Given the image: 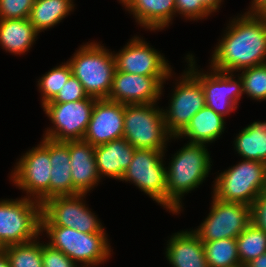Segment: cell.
Listing matches in <instances>:
<instances>
[{
	"label": "cell",
	"mask_w": 266,
	"mask_h": 267,
	"mask_svg": "<svg viewBox=\"0 0 266 267\" xmlns=\"http://www.w3.org/2000/svg\"><path fill=\"white\" fill-rule=\"evenodd\" d=\"M35 0H0V19H28Z\"/></svg>",
	"instance_id": "cell-33"
},
{
	"label": "cell",
	"mask_w": 266,
	"mask_h": 267,
	"mask_svg": "<svg viewBox=\"0 0 266 267\" xmlns=\"http://www.w3.org/2000/svg\"><path fill=\"white\" fill-rule=\"evenodd\" d=\"M57 196L41 203V226H61L81 233H106L100 220L86 207L83 197Z\"/></svg>",
	"instance_id": "cell-9"
},
{
	"label": "cell",
	"mask_w": 266,
	"mask_h": 267,
	"mask_svg": "<svg viewBox=\"0 0 266 267\" xmlns=\"http://www.w3.org/2000/svg\"><path fill=\"white\" fill-rule=\"evenodd\" d=\"M36 147L26 152L16 162L11 172L12 182L23 191L27 198L39 203L50 199V139L43 137ZM32 197V198H31Z\"/></svg>",
	"instance_id": "cell-8"
},
{
	"label": "cell",
	"mask_w": 266,
	"mask_h": 267,
	"mask_svg": "<svg viewBox=\"0 0 266 267\" xmlns=\"http://www.w3.org/2000/svg\"><path fill=\"white\" fill-rule=\"evenodd\" d=\"M0 267H10L7 255L3 249H0Z\"/></svg>",
	"instance_id": "cell-40"
},
{
	"label": "cell",
	"mask_w": 266,
	"mask_h": 267,
	"mask_svg": "<svg viewBox=\"0 0 266 267\" xmlns=\"http://www.w3.org/2000/svg\"><path fill=\"white\" fill-rule=\"evenodd\" d=\"M225 119L211 108L204 106L190 120L186 128L173 139L188 137L189 143L209 144L225 130Z\"/></svg>",
	"instance_id": "cell-23"
},
{
	"label": "cell",
	"mask_w": 266,
	"mask_h": 267,
	"mask_svg": "<svg viewBox=\"0 0 266 267\" xmlns=\"http://www.w3.org/2000/svg\"><path fill=\"white\" fill-rule=\"evenodd\" d=\"M38 34L28 19H0V46L11 54L28 52Z\"/></svg>",
	"instance_id": "cell-24"
},
{
	"label": "cell",
	"mask_w": 266,
	"mask_h": 267,
	"mask_svg": "<svg viewBox=\"0 0 266 267\" xmlns=\"http://www.w3.org/2000/svg\"><path fill=\"white\" fill-rule=\"evenodd\" d=\"M67 62L89 97L108 98L116 70L112 52L100 43L87 42Z\"/></svg>",
	"instance_id": "cell-3"
},
{
	"label": "cell",
	"mask_w": 266,
	"mask_h": 267,
	"mask_svg": "<svg viewBox=\"0 0 266 267\" xmlns=\"http://www.w3.org/2000/svg\"><path fill=\"white\" fill-rule=\"evenodd\" d=\"M236 17L213 51L210 68L216 71L241 72L266 63V15L245 12Z\"/></svg>",
	"instance_id": "cell-1"
},
{
	"label": "cell",
	"mask_w": 266,
	"mask_h": 267,
	"mask_svg": "<svg viewBox=\"0 0 266 267\" xmlns=\"http://www.w3.org/2000/svg\"><path fill=\"white\" fill-rule=\"evenodd\" d=\"M157 103L124 104V138L135 149L166 150L173 138L166 130L163 109Z\"/></svg>",
	"instance_id": "cell-4"
},
{
	"label": "cell",
	"mask_w": 266,
	"mask_h": 267,
	"mask_svg": "<svg viewBox=\"0 0 266 267\" xmlns=\"http://www.w3.org/2000/svg\"><path fill=\"white\" fill-rule=\"evenodd\" d=\"M232 267H245V266L240 264V265H235V266H232Z\"/></svg>",
	"instance_id": "cell-41"
},
{
	"label": "cell",
	"mask_w": 266,
	"mask_h": 267,
	"mask_svg": "<svg viewBox=\"0 0 266 267\" xmlns=\"http://www.w3.org/2000/svg\"><path fill=\"white\" fill-rule=\"evenodd\" d=\"M135 148L124 138L95 146V159L99 176L121 180L133 159Z\"/></svg>",
	"instance_id": "cell-21"
},
{
	"label": "cell",
	"mask_w": 266,
	"mask_h": 267,
	"mask_svg": "<svg viewBox=\"0 0 266 267\" xmlns=\"http://www.w3.org/2000/svg\"><path fill=\"white\" fill-rule=\"evenodd\" d=\"M203 5L212 13L220 8L222 0H201Z\"/></svg>",
	"instance_id": "cell-39"
},
{
	"label": "cell",
	"mask_w": 266,
	"mask_h": 267,
	"mask_svg": "<svg viewBox=\"0 0 266 267\" xmlns=\"http://www.w3.org/2000/svg\"><path fill=\"white\" fill-rule=\"evenodd\" d=\"M209 267H232L240 265L236 238H224L203 242Z\"/></svg>",
	"instance_id": "cell-27"
},
{
	"label": "cell",
	"mask_w": 266,
	"mask_h": 267,
	"mask_svg": "<svg viewBox=\"0 0 266 267\" xmlns=\"http://www.w3.org/2000/svg\"><path fill=\"white\" fill-rule=\"evenodd\" d=\"M167 243L165 254L173 267H209L203 242L193 230L177 232Z\"/></svg>",
	"instance_id": "cell-19"
},
{
	"label": "cell",
	"mask_w": 266,
	"mask_h": 267,
	"mask_svg": "<svg viewBox=\"0 0 266 267\" xmlns=\"http://www.w3.org/2000/svg\"><path fill=\"white\" fill-rule=\"evenodd\" d=\"M50 198L80 194L74 187L71 176L69 141L50 139Z\"/></svg>",
	"instance_id": "cell-22"
},
{
	"label": "cell",
	"mask_w": 266,
	"mask_h": 267,
	"mask_svg": "<svg viewBox=\"0 0 266 267\" xmlns=\"http://www.w3.org/2000/svg\"><path fill=\"white\" fill-rule=\"evenodd\" d=\"M245 267H266V252L248 262Z\"/></svg>",
	"instance_id": "cell-38"
},
{
	"label": "cell",
	"mask_w": 266,
	"mask_h": 267,
	"mask_svg": "<svg viewBox=\"0 0 266 267\" xmlns=\"http://www.w3.org/2000/svg\"><path fill=\"white\" fill-rule=\"evenodd\" d=\"M87 98H89V96L82 83L72 74L57 95L47 103L75 102Z\"/></svg>",
	"instance_id": "cell-32"
},
{
	"label": "cell",
	"mask_w": 266,
	"mask_h": 267,
	"mask_svg": "<svg viewBox=\"0 0 266 267\" xmlns=\"http://www.w3.org/2000/svg\"><path fill=\"white\" fill-rule=\"evenodd\" d=\"M247 13L266 15V0H252Z\"/></svg>",
	"instance_id": "cell-37"
},
{
	"label": "cell",
	"mask_w": 266,
	"mask_h": 267,
	"mask_svg": "<svg viewBox=\"0 0 266 267\" xmlns=\"http://www.w3.org/2000/svg\"><path fill=\"white\" fill-rule=\"evenodd\" d=\"M171 158L166 167L167 210L177 214L182 210L184 194L198 188L208 177L212 161L205 144L189 142Z\"/></svg>",
	"instance_id": "cell-2"
},
{
	"label": "cell",
	"mask_w": 266,
	"mask_h": 267,
	"mask_svg": "<svg viewBox=\"0 0 266 267\" xmlns=\"http://www.w3.org/2000/svg\"><path fill=\"white\" fill-rule=\"evenodd\" d=\"M41 234V203L23 197L0 201V249L32 241Z\"/></svg>",
	"instance_id": "cell-7"
},
{
	"label": "cell",
	"mask_w": 266,
	"mask_h": 267,
	"mask_svg": "<svg viewBox=\"0 0 266 267\" xmlns=\"http://www.w3.org/2000/svg\"><path fill=\"white\" fill-rule=\"evenodd\" d=\"M43 267H77V263L67 257L61 250L42 243ZM79 267V266H78Z\"/></svg>",
	"instance_id": "cell-35"
},
{
	"label": "cell",
	"mask_w": 266,
	"mask_h": 267,
	"mask_svg": "<svg viewBox=\"0 0 266 267\" xmlns=\"http://www.w3.org/2000/svg\"><path fill=\"white\" fill-rule=\"evenodd\" d=\"M236 240L240 263L244 266L266 252V233L252 223Z\"/></svg>",
	"instance_id": "cell-28"
},
{
	"label": "cell",
	"mask_w": 266,
	"mask_h": 267,
	"mask_svg": "<svg viewBox=\"0 0 266 267\" xmlns=\"http://www.w3.org/2000/svg\"><path fill=\"white\" fill-rule=\"evenodd\" d=\"M164 151L135 149L133 159L120 181L132 182L153 201L167 209V175Z\"/></svg>",
	"instance_id": "cell-10"
},
{
	"label": "cell",
	"mask_w": 266,
	"mask_h": 267,
	"mask_svg": "<svg viewBox=\"0 0 266 267\" xmlns=\"http://www.w3.org/2000/svg\"><path fill=\"white\" fill-rule=\"evenodd\" d=\"M95 100L89 97L75 102L43 105V111L54 125L46 130L43 137L55 141L83 140Z\"/></svg>",
	"instance_id": "cell-12"
},
{
	"label": "cell",
	"mask_w": 266,
	"mask_h": 267,
	"mask_svg": "<svg viewBox=\"0 0 266 267\" xmlns=\"http://www.w3.org/2000/svg\"><path fill=\"white\" fill-rule=\"evenodd\" d=\"M38 241L39 238H36L26 243L4 247L10 267H43L42 243Z\"/></svg>",
	"instance_id": "cell-29"
},
{
	"label": "cell",
	"mask_w": 266,
	"mask_h": 267,
	"mask_svg": "<svg viewBox=\"0 0 266 267\" xmlns=\"http://www.w3.org/2000/svg\"><path fill=\"white\" fill-rule=\"evenodd\" d=\"M46 231L51 247L61 250L72 261L83 263L82 267H95L111 256V246L106 233H81L61 226H41Z\"/></svg>",
	"instance_id": "cell-6"
},
{
	"label": "cell",
	"mask_w": 266,
	"mask_h": 267,
	"mask_svg": "<svg viewBox=\"0 0 266 267\" xmlns=\"http://www.w3.org/2000/svg\"><path fill=\"white\" fill-rule=\"evenodd\" d=\"M69 154L73 187L80 194H87L101 180L96 165L95 146L84 140H69Z\"/></svg>",
	"instance_id": "cell-18"
},
{
	"label": "cell",
	"mask_w": 266,
	"mask_h": 267,
	"mask_svg": "<svg viewBox=\"0 0 266 267\" xmlns=\"http://www.w3.org/2000/svg\"><path fill=\"white\" fill-rule=\"evenodd\" d=\"M73 0H35L28 20L40 33L54 27L74 10Z\"/></svg>",
	"instance_id": "cell-26"
},
{
	"label": "cell",
	"mask_w": 266,
	"mask_h": 267,
	"mask_svg": "<svg viewBox=\"0 0 266 267\" xmlns=\"http://www.w3.org/2000/svg\"><path fill=\"white\" fill-rule=\"evenodd\" d=\"M138 25L150 31L163 30L176 16L175 0H120Z\"/></svg>",
	"instance_id": "cell-20"
},
{
	"label": "cell",
	"mask_w": 266,
	"mask_h": 267,
	"mask_svg": "<svg viewBox=\"0 0 266 267\" xmlns=\"http://www.w3.org/2000/svg\"><path fill=\"white\" fill-rule=\"evenodd\" d=\"M159 53L142 38L134 36L119 53H113L116 70L145 76H169L173 73L172 68Z\"/></svg>",
	"instance_id": "cell-15"
},
{
	"label": "cell",
	"mask_w": 266,
	"mask_h": 267,
	"mask_svg": "<svg viewBox=\"0 0 266 267\" xmlns=\"http://www.w3.org/2000/svg\"><path fill=\"white\" fill-rule=\"evenodd\" d=\"M251 223L266 233V189L250 206Z\"/></svg>",
	"instance_id": "cell-36"
},
{
	"label": "cell",
	"mask_w": 266,
	"mask_h": 267,
	"mask_svg": "<svg viewBox=\"0 0 266 267\" xmlns=\"http://www.w3.org/2000/svg\"><path fill=\"white\" fill-rule=\"evenodd\" d=\"M175 4L176 13L189 20L204 19L211 14L201 0H175Z\"/></svg>",
	"instance_id": "cell-34"
},
{
	"label": "cell",
	"mask_w": 266,
	"mask_h": 267,
	"mask_svg": "<svg viewBox=\"0 0 266 267\" xmlns=\"http://www.w3.org/2000/svg\"><path fill=\"white\" fill-rule=\"evenodd\" d=\"M182 77V78H181ZM173 90L169 107L163 110L167 132L178 136L191 118L205 106V94L201 83L186 69Z\"/></svg>",
	"instance_id": "cell-14"
},
{
	"label": "cell",
	"mask_w": 266,
	"mask_h": 267,
	"mask_svg": "<svg viewBox=\"0 0 266 267\" xmlns=\"http://www.w3.org/2000/svg\"><path fill=\"white\" fill-rule=\"evenodd\" d=\"M123 136L124 104L96 99L83 140L92 146H98Z\"/></svg>",
	"instance_id": "cell-17"
},
{
	"label": "cell",
	"mask_w": 266,
	"mask_h": 267,
	"mask_svg": "<svg viewBox=\"0 0 266 267\" xmlns=\"http://www.w3.org/2000/svg\"><path fill=\"white\" fill-rule=\"evenodd\" d=\"M186 61L188 71L201 83L205 94V106L217 114L227 116L237 109L238 101L243 95V86L240 76L234 79L230 72L216 71L210 68L206 73L199 71L195 65L194 55L188 54ZM198 70V71H197Z\"/></svg>",
	"instance_id": "cell-11"
},
{
	"label": "cell",
	"mask_w": 266,
	"mask_h": 267,
	"mask_svg": "<svg viewBox=\"0 0 266 267\" xmlns=\"http://www.w3.org/2000/svg\"><path fill=\"white\" fill-rule=\"evenodd\" d=\"M213 196L225 202H252L266 189V163L244 160L215 179Z\"/></svg>",
	"instance_id": "cell-5"
},
{
	"label": "cell",
	"mask_w": 266,
	"mask_h": 267,
	"mask_svg": "<svg viewBox=\"0 0 266 267\" xmlns=\"http://www.w3.org/2000/svg\"><path fill=\"white\" fill-rule=\"evenodd\" d=\"M169 76H145L115 70L108 100L125 105L156 103Z\"/></svg>",
	"instance_id": "cell-16"
},
{
	"label": "cell",
	"mask_w": 266,
	"mask_h": 267,
	"mask_svg": "<svg viewBox=\"0 0 266 267\" xmlns=\"http://www.w3.org/2000/svg\"><path fill=\"white\" fill-rule=\"evenodd\" d=\"M71 75L72 70L70 64L65 62L46 72V74L39 79L37 87L39 86L38 88L41 92L42 106L50 102L57 95Z\"/></svg>",
	"instance_id": "cell-30"
},
{
	"label": "cell",
	"mask_w": 266,
	"mask_h": 267,
	"mask_svg": "<svg viewBox=\"0 0 266 267\" xmlns=\"http://www.w3.org/2000/svg\"><path fill=\"white\" fill-rule=\"evenodd\" d=\"M234 149L244 160L266 163V122L255 121L239 132Z\"/></svg>",
	"instance_id": "cell-25"
},
{
	"label": "cell",
	"mask_w": 266,
	"mask_h": 267,
	"mask_svg": "<svg viewBox=\"0 0 266 267\" xmlns=\"http://www.w3.org/2000/svg\"><path fill=\"white\" fill-rule=\"evenodd\" d=\"M243 94L253 100H266V63L242 70Z\"/></svg>",
	"instance_id": "cell-31"
},
{
	"label": "cell",
	"mask_w": 266,
	"mask_h": 267,
	"mask_svg": "<svg viewBox=\"0 0 266 267\" xmlns=\"http://www.w3.org/2000/svg\"><path fill=\"white\" fill-rule=\"evenodd\" d=\"M212 200L207 218L193 231L202 242L237 238L251 223L250 206L221 201L213 195Z\"/></svg>",
	"instance_id": "cell-13"
}]
</instances>
